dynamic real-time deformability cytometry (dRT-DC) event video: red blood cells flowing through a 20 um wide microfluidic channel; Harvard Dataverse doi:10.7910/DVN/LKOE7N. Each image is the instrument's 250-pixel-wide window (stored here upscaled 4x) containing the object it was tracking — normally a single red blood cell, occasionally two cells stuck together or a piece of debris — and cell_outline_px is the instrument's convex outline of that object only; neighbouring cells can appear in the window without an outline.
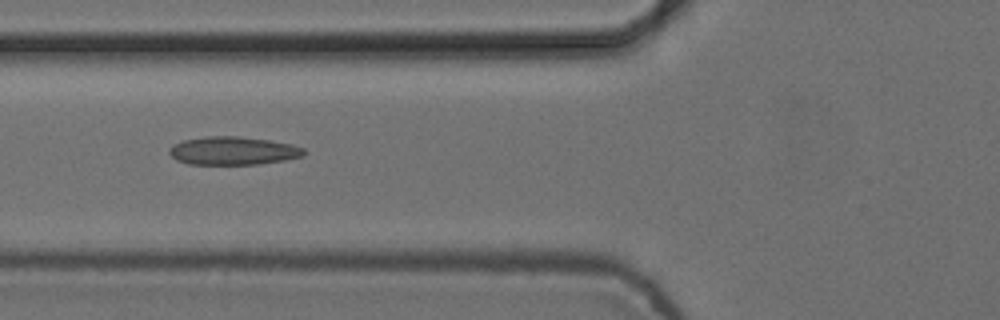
{"species": "common noctule bat (a hibernating species)", "species_latin": "Nyctalus noctula", "temperature_condition": "cold", "stored_images_in_passage": 6, "camera_frame_rate_fps": 3000, "um_per_image_px": 0.085, "animal": {"sex": "female", "body_mass_g": 24.6, "forearm_length_mm": 56.2}, "frame": {"image": 1, "passage_image": 6, "time_ms": 1.667, "image_size_px": [1000, 320], "cell_outline_px": [[308, 152], [304, 156], [284, 160], [260, 164], [188, 164], [176, 160], [168, 152], [168, 148], [172, 144], [184, 140], [208, 136], [236, 136], [272, 140], [292, 144], [304, 148]], "centroid_in_image_um": [19.83, 12.81], "position_along_channel_um": 106.0, "area_um2": 22.37}}